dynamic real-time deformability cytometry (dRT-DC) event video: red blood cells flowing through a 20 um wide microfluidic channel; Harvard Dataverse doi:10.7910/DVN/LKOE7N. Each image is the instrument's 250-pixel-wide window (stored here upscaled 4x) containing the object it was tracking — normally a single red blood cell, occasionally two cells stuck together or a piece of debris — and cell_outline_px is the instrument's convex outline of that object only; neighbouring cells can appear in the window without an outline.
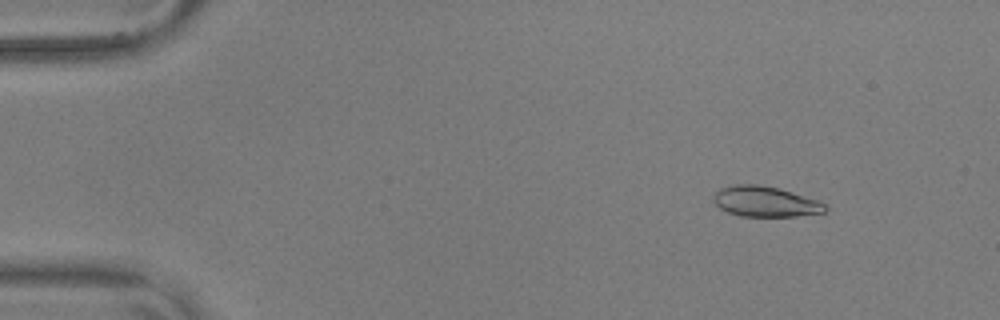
{"species": "common noctule bat (a hibernating species)", "species_latin": "Nyctalus noctula", "temperature_condition": "warm", "stored_images_in_passage": 36, "camera_frame_rate_fps": 3000, "um_per_image_px": 0.085, "animal": {"sex": "male", "body_mass_g": 17.9, "forearm_length_mm": 54.2}, "frame": {"image": 1, "passage_image": 7, "time_ms": 2.0, "image_size_px": [1000, 320], "cell_outline_px": [[828, 208], [824, 212], [796, 216], [740, 216], [728, 212], [720, 208], [712, 200], [712, 196], [720, 188], [732, 184], [756, 184], [780, 188], [816, 200], [824, 204]], "centroid_in_image_um": [65.0, 17.12], "position_along_channel_um": 20.0, "area_um2": 19.77}}
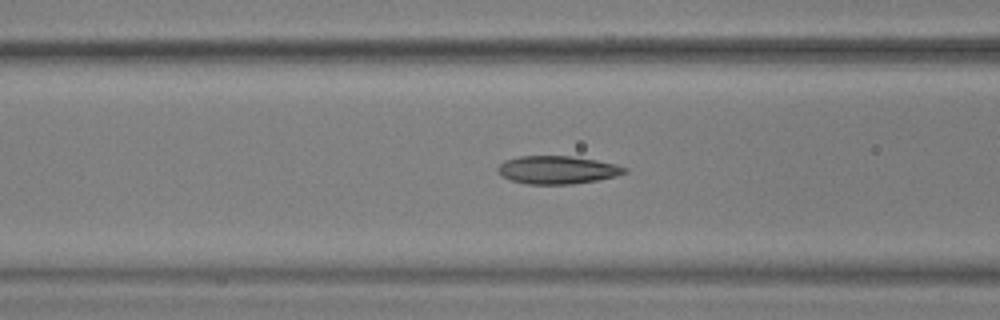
{"frame": {"image": 2, "passage_image": 23, "time_ms": 7.333, "image_size_px": [1000, 320], "cell_outline_px": [[628, 172], [616, 176], [596, 180], [572, 184], [528, 184], [512, 180], [500, 176], [496, 172], [496, 168], [504, 160], [520, 156], [568, 156], [596, 160], [616, 164], [628, 168]], "centroid_in_image_um": [47.35, 14.44], "position_along_channel_um": 119.2, "area_um2": 20.75}}
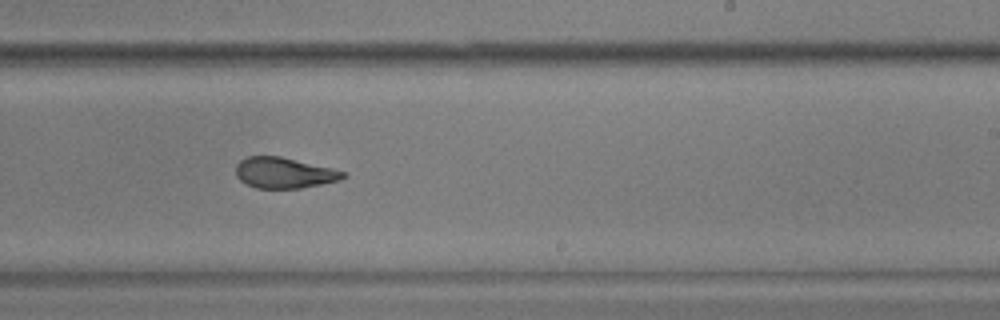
{"frame": {"image": 3, "passage_image": 35, "time_ms": 11.333, "image_size_px": [1000, 320], "cell_outline_px": [[348, 176], [340, 180], [300, 188], [256, 188], [240, 180], [236, 176], [236, 164], [240, 160], [248, 156], [280, 156], [332, 168], [348, 172]], "centroid_in_image_um": [24.17, 14.68], "position_along_channel_um": 264.8, "area_um2": 19.25}}